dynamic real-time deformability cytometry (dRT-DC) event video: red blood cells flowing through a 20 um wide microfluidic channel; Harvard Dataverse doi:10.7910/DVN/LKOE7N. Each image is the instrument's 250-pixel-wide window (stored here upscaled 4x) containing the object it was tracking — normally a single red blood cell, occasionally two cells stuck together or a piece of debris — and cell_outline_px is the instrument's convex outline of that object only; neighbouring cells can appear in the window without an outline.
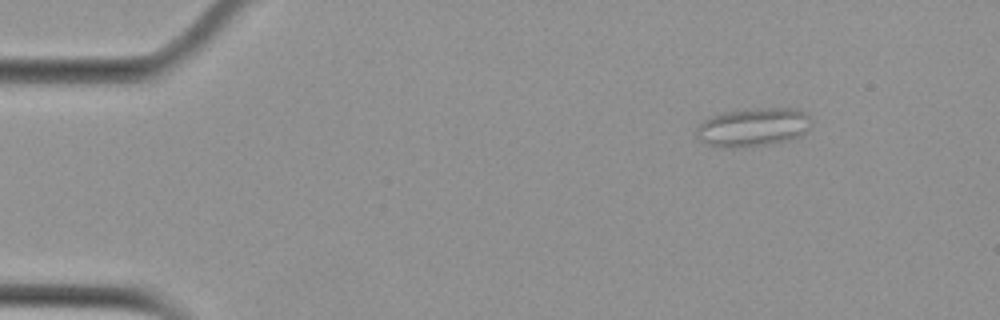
{"species": "Egyptian fruit bat (a non-hibernating species)", "species_latin": "Rousettus aegyptiacus", "temperature_condition": "cold", "stored_images_in_passage": 10, "camera_frame_rate_fps": 3000, "um_per_image_px": 0.085, "animal": {"sex": "female"}, "frame": {"image": 1, "passage_image": 7, "time_ms": 2.0, "image_size_px": [1000, 320], "cell_outline_px": [[808, 128], [800, 136], [792, 140], [772, 144], [744, 148], [728, 148], [708, 144], [700, 140], [696, 136], [700, 124], [704, 120], [712, 116], [724, 112], [756, 108], [800, 108], [808, 116]], "centroid_in_image_um": [64.03, 10.83], "position_along_channel_um": 21.0, "area_um2": 25.84}}